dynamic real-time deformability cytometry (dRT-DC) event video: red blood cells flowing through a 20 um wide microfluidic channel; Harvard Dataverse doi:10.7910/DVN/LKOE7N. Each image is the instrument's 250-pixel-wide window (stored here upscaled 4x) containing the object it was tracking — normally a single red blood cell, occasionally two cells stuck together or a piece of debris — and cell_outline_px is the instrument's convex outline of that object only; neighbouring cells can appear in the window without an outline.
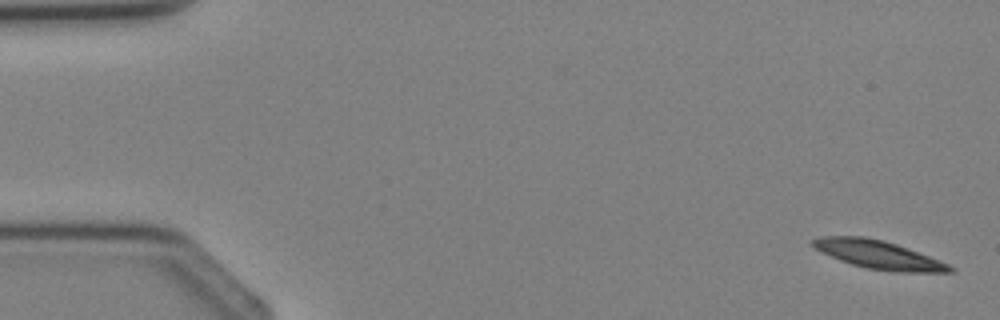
{"species": "Egyptian fruit bat (a non-hibernating species)", "species_latin": "Rousettus aegyptiacus", "temperature_condition": "cold", "stored_images_in_passage": 4, "camera_frame_rate_fps": 3000, "um_per_image_px": 0.085, "animal": {"sex": "female"}, "frame": {"image": 1, "passage_image": 1, "time_ms": 0.0, "image_size_px": [1000, 320], "cell_outline_px": [[956, 272], [896, 272], [868, 268], [852, 264], [840, 260], [816, 248], [812, 244], [812, 240], [820, 236], [864, 236], [884, 240], [896, 244], [928, 256], [948, 264], [956, 268]], "centroid_in_image_um": [74.7, 21.65], "position_along_channel_um": 10.3, "area_um2": 22.25}}